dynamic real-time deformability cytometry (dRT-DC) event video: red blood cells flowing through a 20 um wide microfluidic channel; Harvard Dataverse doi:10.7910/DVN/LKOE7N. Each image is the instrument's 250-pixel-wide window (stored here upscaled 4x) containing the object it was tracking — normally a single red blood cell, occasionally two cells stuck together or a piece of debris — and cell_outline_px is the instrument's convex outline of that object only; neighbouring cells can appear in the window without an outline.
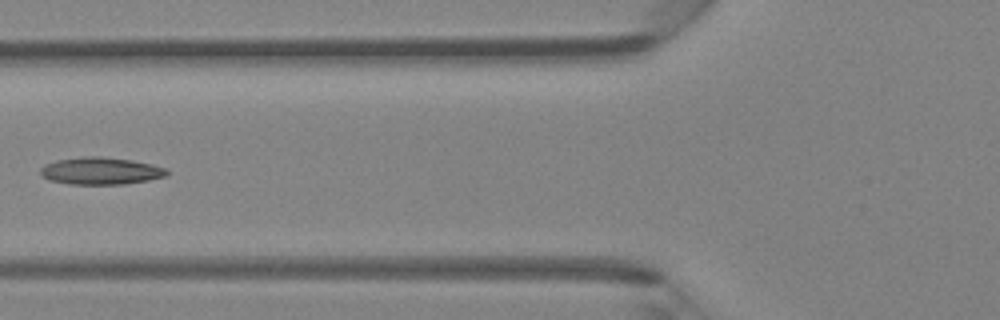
{"species": "Egyptian fruit bat (a non-hibernating species)", "species_latin": "Rousettus aegyptiacus", "temperature_condition": "room temperature", "stored_images_in_passage": 5, "camera_frame_rate_fps": 3000, "um_per_image_px": 0.085, "animal": {"sex": "female"}, "frame": {"image": 1, "passage_image": 5, "time_ms": 5.333, "image_size_px": [1000, 320], "cell_outline_px": [[168, 172], [164, 176], [148, 180], [124, 184], [68, 184], [48, 180], [40, 172], [40, 168], [44, 164], [56, 160], [88, 156], [100, 156], [132, 160], [152, 164], [164, 168]], "centroid_in_image_um": [8.52, 14.52], "position_along_channel_um": 117.3, "area_um2": 19.94}}